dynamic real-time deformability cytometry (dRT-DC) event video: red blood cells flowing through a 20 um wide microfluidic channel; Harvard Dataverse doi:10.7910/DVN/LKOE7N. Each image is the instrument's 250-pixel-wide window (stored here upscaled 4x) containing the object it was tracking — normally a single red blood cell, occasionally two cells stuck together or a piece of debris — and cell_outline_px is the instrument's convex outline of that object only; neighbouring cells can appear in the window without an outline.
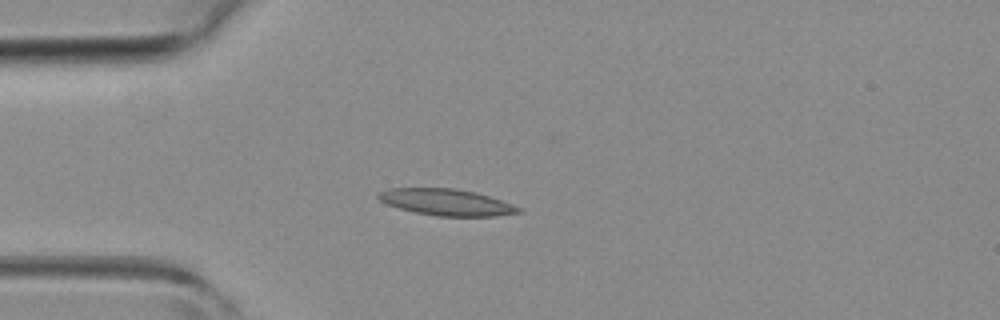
{"species": "common noctule bat (a hibernating species)", "species_latin": "Nyctalus noctula", "temperature_condition": "room temperature", "stored_images_in_passage": 4, "camera_frame_rate_fps": 3000, "um_per_image_px": 0.085, "animal": {"sex": "female", "body_mass_g": 19.3, "forearm_length_mm": 54.1}, "frame": {"image": 1, "passage_image": 3, "time_ms": 2.333, "image_size_px": [1000, 320], "cell_outline_px": [[524, 208], [520, 212], [496, 216], [436, 216], [416, 212], [400, 208], [388, 204], [380, 200], [376, 196], [376, 192], [388, 188], [456, 188], [476, 192]], "centroid_in_image_um": [37.93, 17.18], "position_along_channel_um": 47.1, "area_um2": 21.62}}